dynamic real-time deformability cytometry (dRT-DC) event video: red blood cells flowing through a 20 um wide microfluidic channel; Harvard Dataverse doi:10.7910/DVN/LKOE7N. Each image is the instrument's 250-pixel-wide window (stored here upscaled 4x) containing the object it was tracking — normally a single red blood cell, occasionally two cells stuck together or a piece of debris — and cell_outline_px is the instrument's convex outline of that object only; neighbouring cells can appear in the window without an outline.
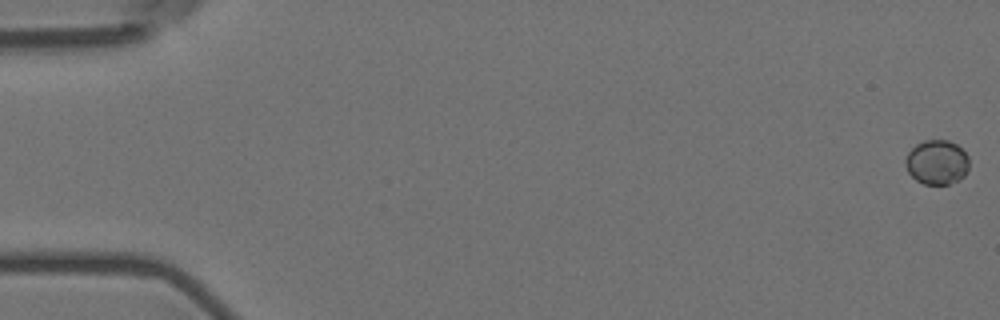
{"species": "Egyptian fruit bat (a non-hibernating species)", "species_latin": "Rousettus aegyptiacus", "temperature_condition": "room temperature", "stored_images_in_passage": 57, "camera_frame_rate_fps": 3000, "um_per_image_px": 0.085, "animal": {"sex": "female"}, "frame": {"image": 1, "passage_image": 1, "time_ms": 0.0, "image_size_px": [1000, 320], "cell_outline_px": [[968, 172], [960, 180], [948, 184], [924, 184], [916, 180], [908, 172], [904, 164], [904, 160], [908, 152], [916, 144], [924, 140], [948, 140], [956, 144], [968, 156]], "centroid_in_image_um": [79.62, 13.79], "position_along_channel_um": 5.4, "area_um2": 16.65}}
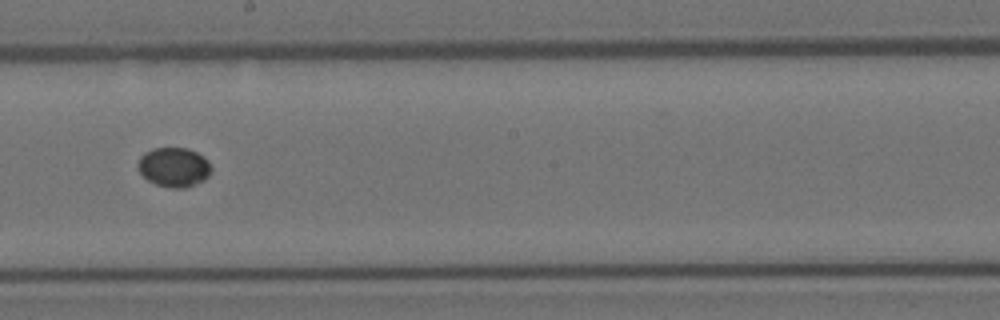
{"frame": {"image": 2, "passage_image": 33, "time_ms": 10.667, "image_size_px": [1000, 320], "cell_outline_px": [[212, 172], [204, 180], [184, 188], [172, 188], [156, 184], [148, 180], [136, 168], [136, 164], [140, 156], [144, 152], [152, 148], [188, 148], [204, 156], [208, 160], [212, 168]], "centroid_in_image_um": [14.78, 14.19], "position_along_channel_um": 233.4, "area_um2": 17.05}}
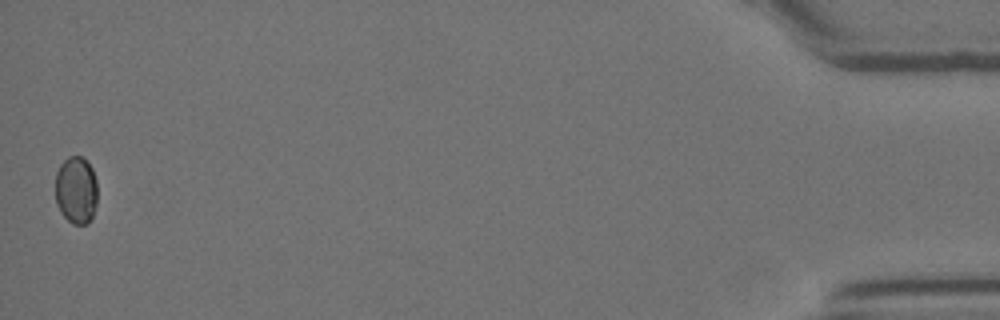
{"frame": {"image": 3, "passage_image": 57, "time_ms": 18.667, "image_size_px": [1000, 320], "cell_outline_px": [[96, 204], [92, 216], [88, 224], [72, 224], [60, 212], [56, 204], [56, 172], [60, 164], [68, 156], [80, 156], [88, 160], [92, 168], [96, 180]], "centroid_in_image_um": [6.47, 16.14], "position_along_channel_um": 428.7, "area_um2": 16.7}}